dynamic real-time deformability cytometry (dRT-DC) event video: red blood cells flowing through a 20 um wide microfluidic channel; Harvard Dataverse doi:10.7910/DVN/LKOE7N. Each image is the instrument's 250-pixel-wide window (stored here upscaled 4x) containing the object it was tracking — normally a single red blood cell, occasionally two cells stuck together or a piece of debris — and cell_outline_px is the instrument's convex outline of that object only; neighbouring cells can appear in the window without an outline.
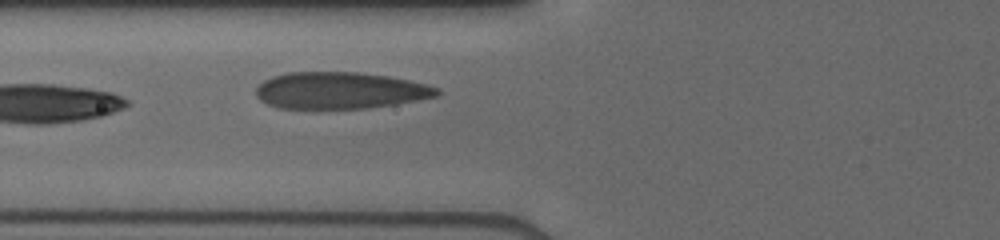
{"species": "human", "species_latin": "Homo sapiens", "temperature_condition": "cold", "stored_images_in_passage": 22, "camera_frame_rate_fps": 3000, "um_per_image_px": 0.085, "donor": {"sex": "male"}, "frame": {"image": 1, "passage_image": 4, "time_ms": 1.667, "image_size_px": [1000, 240], "cell_outline_px": [[440, 96], [392, 104], [364, 108], [280, 108], [268, 104], [260, 100], [256, 96], [256, 88], [264, 80], [272, 76], [288, 72], [356, 72], [388, 76], [408, 80], [440, 88]], "centroid_in_image_um": [28.89, 7.68], "position_along_channel_um": 96.9, "area_um2": 38.49}}
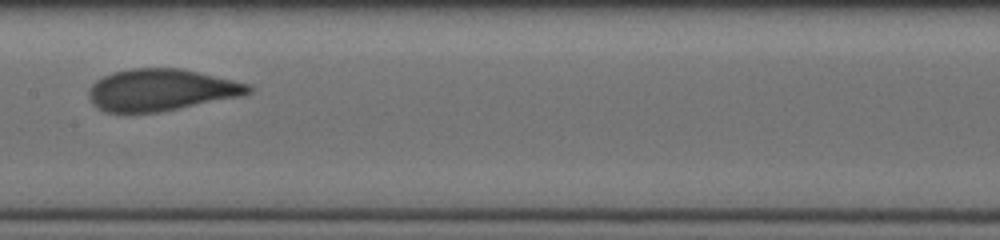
{"frame": {"image": 2, "passage_image": 9, "time_ms": 4.0, "image_size_px": [1000, 240], "cell_outline_px": [[252, 92], [240, 96], [160, 112], [108, 112], [100, 108], [92, 100], [88, 92], [92, 84], [96, 80], [112, 72], [128, 68], [180, 68], [252, 84]], "centroid_in_image_um": [13.72, 7.63], "position_along_channel_um": 193.7, "area_um2": 38.61}}
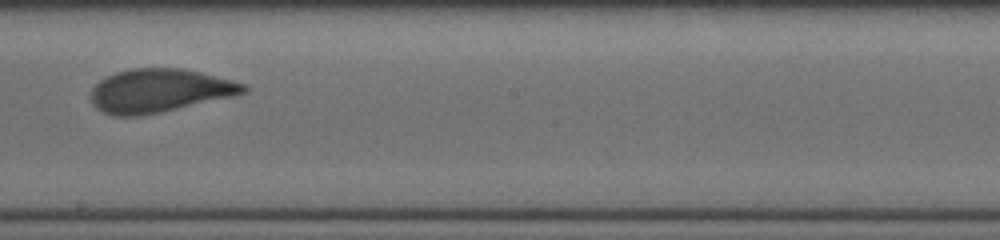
{"frame": {"image": 3, "passage_image": 11, "time_ms": 5.0, "image_size_px": [1000, 240], "cell_outline_px": [[248, 92], [232, 96], [160, 112], [140, 116], [112, 116], [96, 108], [92, 104], [88, 96], [92, 88], [100, 80], [116, 72], [132, 68], [184, 68], [248, 84]], "centroid_in_image_um": [13.52, 7.7], "position_along_channel_um": 234.7, "area_um2": 38.73}}